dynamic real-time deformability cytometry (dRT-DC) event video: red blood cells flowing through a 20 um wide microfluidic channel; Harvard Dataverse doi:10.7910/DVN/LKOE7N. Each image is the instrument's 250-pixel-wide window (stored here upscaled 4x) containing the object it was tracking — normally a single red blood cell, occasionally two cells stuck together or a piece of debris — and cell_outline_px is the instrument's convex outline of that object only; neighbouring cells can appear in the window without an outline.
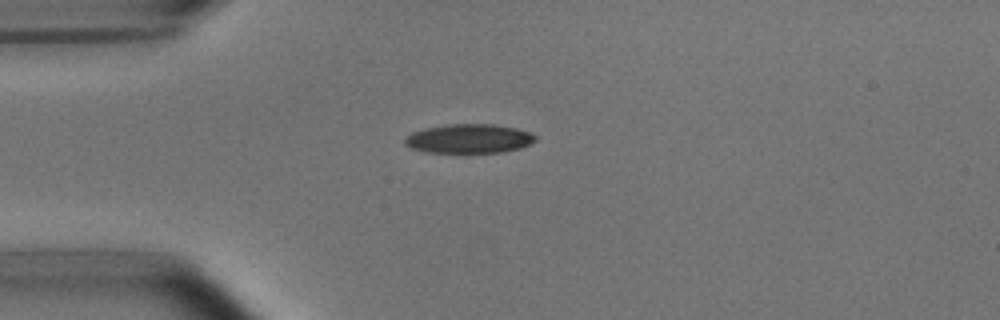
{"species": "common noctule bat (a hibernating species)", "species_latin": "Nyctalus noctula", "temperature_condition": "room temperature", "stored_images_in_passage": 33, "camera_frame_rate_fps": 3000, "um_per_image_px": 0.085, "animal": {"sex": "male", "body_mass_g": 15.6}, "frame": {"image": 1, "passage_image": 1, "time_ms": 0.0, "image_size_px": [1000, 320], "cell_outline_px": [[536, 140], [520, 148], [500, 152], [424, 152], [412, 148], [404, 144], [404, 140], [412, 132], [424, 128], [448, 124], [492, 124], [516, 128], [528, 132], [536, 136]], "centroid_in_image_um": [39.84, 11.78], "position_along_channel_um": 45.2, "area_um2": 21.96}}
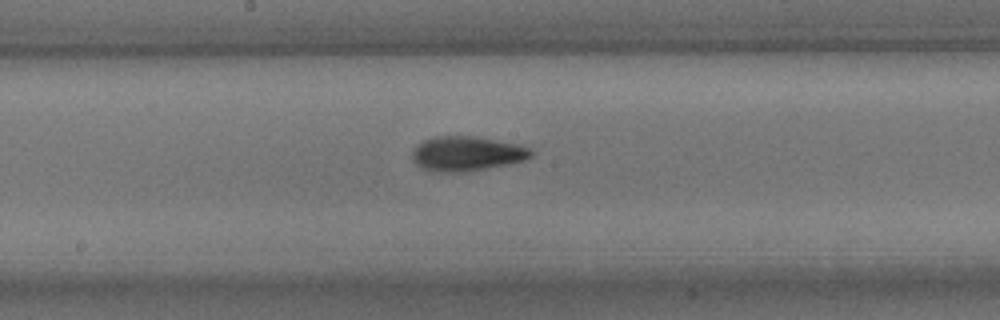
{"frame": {"image": 2, "passage_image": 15, "time_ms": 4.667, "image_size_px": [1000, 320], "cell_outline_px": [[536, 152], [532, 156], [524, 160], [508, 164], [464, 172], [440, 172], [420, 168], [412, 160], [412, 152], [424, 140], [436, 136], [476, 136], [516, 144], [532, 148]], "centroid_in_image_um": [39.7, 13.06], "position_along_channel_um": 208.5, "area_um2": 23.99}}
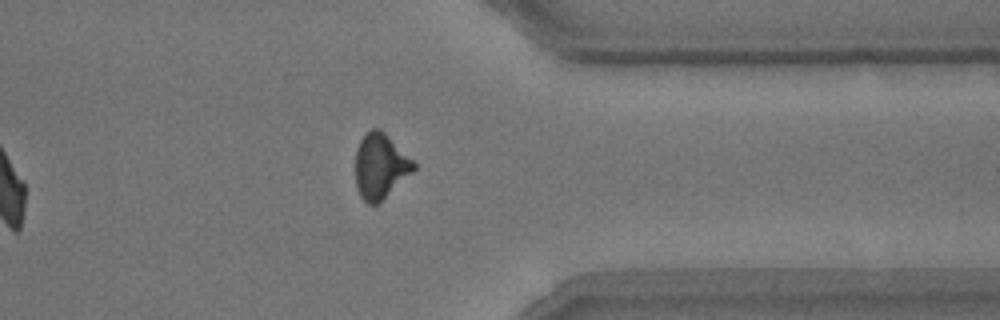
{"frame": {"image": 3, "passage_image": 29, "time_ms": 9.333, "image_size_px": [1000, 320], "cell_outline_px": [[416, 168], [412, 172], [376, 204], [368, 204], [360, 196], [356, 188], [356, 148], [360, 140], [372, 128], [380, 128], [416, 164]], "centroid_in_image_um": [32.3, 14.11], "position_along_channel_um": 379.1, "area_um2": 21.56}, "authors_computed_cell_mechanics": {"area_um2": 22.7732, "velocity_mm_per_s": 3.8242, "shape_relaxation_time_tau1_ms": 5.4715, "shape_relaxation_time_tau2_ms": 2.4005, "deformation_change_tau1": 0.1681, "deformation_change_tau2": 0.1}}